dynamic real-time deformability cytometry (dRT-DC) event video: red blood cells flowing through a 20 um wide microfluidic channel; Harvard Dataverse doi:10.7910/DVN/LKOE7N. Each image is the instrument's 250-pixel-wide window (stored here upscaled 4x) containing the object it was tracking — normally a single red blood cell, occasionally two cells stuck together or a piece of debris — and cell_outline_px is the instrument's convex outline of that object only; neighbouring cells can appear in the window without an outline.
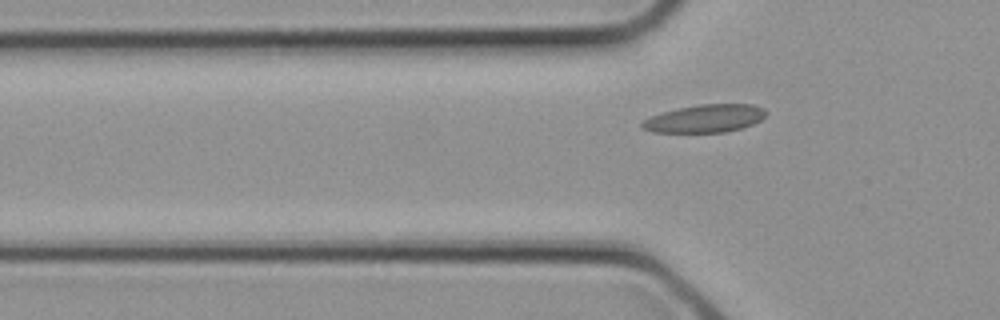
{"species": "common noctule bat (a hibernating species)", "species_latin": "Nyctalus noctula", "temperature_condition": "cold", "stored_images_in_passage": 2, "camera_frame_rate_fps": 3000, "um_per_image_px": 0.085, "animal": {"sex": "female", "body_mass_g": 21.9}, "frame": {"image": 1, "passage_image": 2, "time_ms": 0.333, "image_size_px": [1000, 320], "cell_outline_px": [[768, 112], [760, 120], [752, 124], [740, 128], [724, 132], [652, 132], [644, 128], [640, 124], [644, 120], [652, 116], [664, 112], [680, 108], [700, 104], [752, 104], [764, 108]], "centroid_in_image_um": [59.96, 10.07], "position_along_channel_um": 65.8, "area_um2": 19.83}}